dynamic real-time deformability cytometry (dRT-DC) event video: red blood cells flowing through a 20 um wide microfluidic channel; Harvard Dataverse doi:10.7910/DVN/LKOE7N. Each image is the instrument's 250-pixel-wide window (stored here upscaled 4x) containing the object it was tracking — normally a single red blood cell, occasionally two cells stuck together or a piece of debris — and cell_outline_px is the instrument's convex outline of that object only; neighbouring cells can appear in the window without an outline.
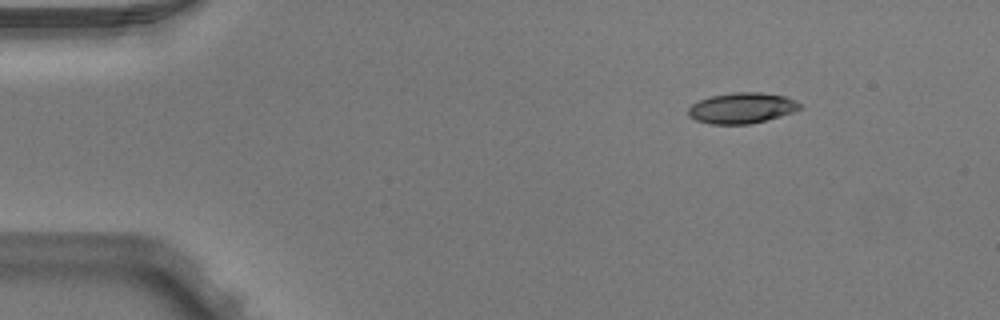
{"species": "Egyptian fruit bat (a non-hibernating species)", "species_latin": "Rousettus aegyptiacus", "temperature_condition": "warm", "stored_images_in_passage": 3, "camera_frame_rate_fps": 3000, "um_per_image_px": 0.085, "animal": {"sex": "male"}, "frame": {"image": 1, "passage_image": 1, "time_ms": 0.0, "image_size_px": [1000, 320], "cell_outline_px": [[804, 108], [780, 116], [748, 124], [712, 124], [696, 120], [688, 116], [688, 108], [692, 104], [700, 100], [712, 96], [732, 92], [760, 92], [784, 96], [804, 104]], "centroid_in_image_um": [63.08, 9.18], "position_along_channel_um": 21.9, "area_um2": 19.94}}